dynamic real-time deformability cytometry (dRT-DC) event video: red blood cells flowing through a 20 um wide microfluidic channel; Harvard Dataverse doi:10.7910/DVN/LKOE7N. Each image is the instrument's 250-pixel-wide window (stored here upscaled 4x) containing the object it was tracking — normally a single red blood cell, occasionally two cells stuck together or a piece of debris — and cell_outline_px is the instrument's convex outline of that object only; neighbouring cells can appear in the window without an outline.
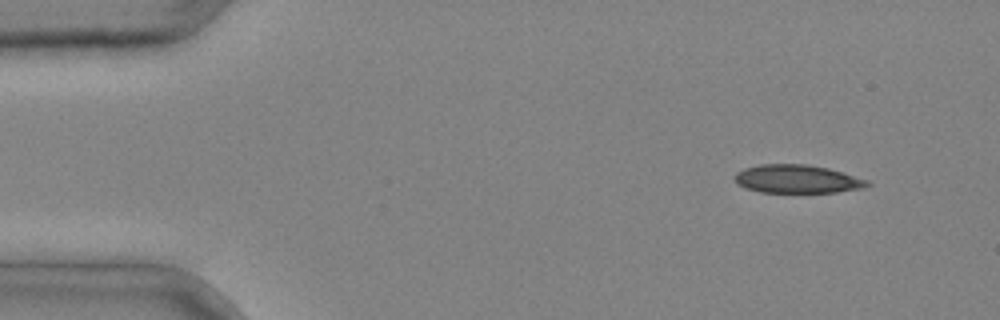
{"species": "common noctule bat (a hibernating species)", "species_latin": "Nyctalus noctula", "temperature_condition": "cold", "stored_images_in_passage": 4, "segment_of_instrument_passage": [2, 2], "camera_frame_rate_fps": 3000, "um_per_image_px": 0.085, "animal": {"sex": "male", "body_mass_g": 20.4}, "frame": {"image": 1, "passage_image": 4, "time_ms": 1.0, "image_size_px": [1000, 320], "cell_outline_px": [[872, 184], [864, 188], [836, 192], [760, 192], [744, 188], [736, 184], [736, 172], [744, 168], [760, 164], [808, 164], [828, 168], [868, 180]], "centroid_in_image_um": [67.75, 15.21], "position_along_channel_um": 17.2, "area_um2": 21.91}}